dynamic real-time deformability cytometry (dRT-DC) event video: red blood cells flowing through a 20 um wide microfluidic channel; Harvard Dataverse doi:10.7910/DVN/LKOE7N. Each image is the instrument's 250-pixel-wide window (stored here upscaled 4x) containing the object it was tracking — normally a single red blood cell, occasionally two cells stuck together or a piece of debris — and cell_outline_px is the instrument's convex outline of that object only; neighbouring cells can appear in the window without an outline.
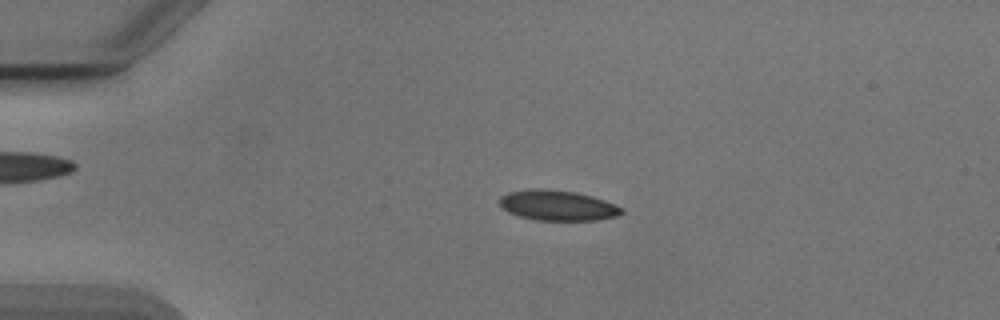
{"species": "Egyptian fruit bat (a non-hibernating species)", "species_latin": "Rousettus aegyptiacus", "temperature_condition": "cold", "stored_images_in_passage": 43, "camera_frame_rate_fps": 3000, "um_per_image_px": 0.085, "animal": {"sex": "male"}, "frame": {"image": 1, "passage_image": 2, "time_ms": 0.333, "image_size_px": [1000, 320], "cell_outline_px": [[624, 212], [620, 216], [600, 220], [532, 220], [508, 212], [500, 208], [500, 196], [508, 192], [576, 192], [592, 196], [604, 200], [624, 208]], "centroid_in_image_um": [47.48, 17.53], "position_along_channel_um": 37.5, "area_um2": 20.75}}
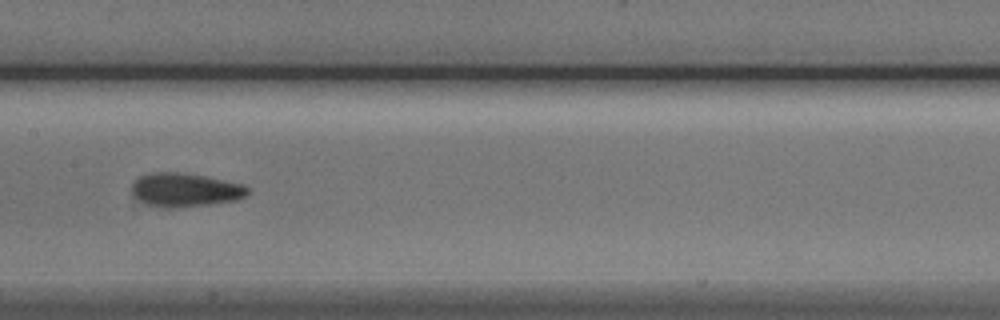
{"frame": {"image": 2, "passage_image": 17, "time_ms": 5.333, "image_size_px": [1000, 320], "cell_outline_px": [[252, 192], [248, 196], [236, 200], [208, 204], [176, 208], [160, 208], [144, 204], [132, 192], [132, 184], [140, 176], [152, 172], [176, 172], [204, 176], [244, 184]], "centroid_in_image_um": [15.76, 16.15], "position_along_channel_um": 191.6, "area_um2": 22.89}}
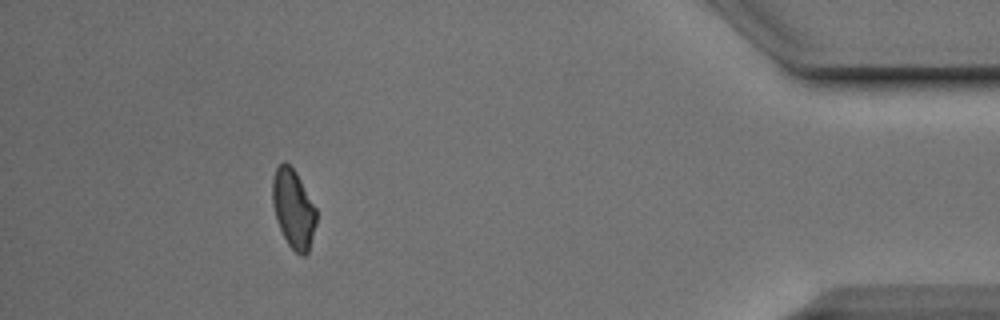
{"frame": {"image": 3, "passage_image": 38, "time_ms": 12.333, "image_size_px": [1000, 320], "cell_outline_px": [[316, 224], [308, 252], [304, 256], [300, 256], [288, 244], [276, 220], [272, 204], [272, 180], [276, 168], [284, 160], [296, 172], [316, 208]], "centroid_in_image_um": [24.93, 17.74], "position_along_channel_um": 410.3, "area_um2": 20.06}, "authors_computed_cell_mechanics": {"area_um2": 21.3282, "velocity_mm_per_s": 3.8874, "shape_relaxation_time_tau1_ms": 3.0021, "shape_relaxation_time_tau2_ms": 4.0014, "deformation_change_tau1": 0.1025, "deformation_change_tau2": 0.0788}}